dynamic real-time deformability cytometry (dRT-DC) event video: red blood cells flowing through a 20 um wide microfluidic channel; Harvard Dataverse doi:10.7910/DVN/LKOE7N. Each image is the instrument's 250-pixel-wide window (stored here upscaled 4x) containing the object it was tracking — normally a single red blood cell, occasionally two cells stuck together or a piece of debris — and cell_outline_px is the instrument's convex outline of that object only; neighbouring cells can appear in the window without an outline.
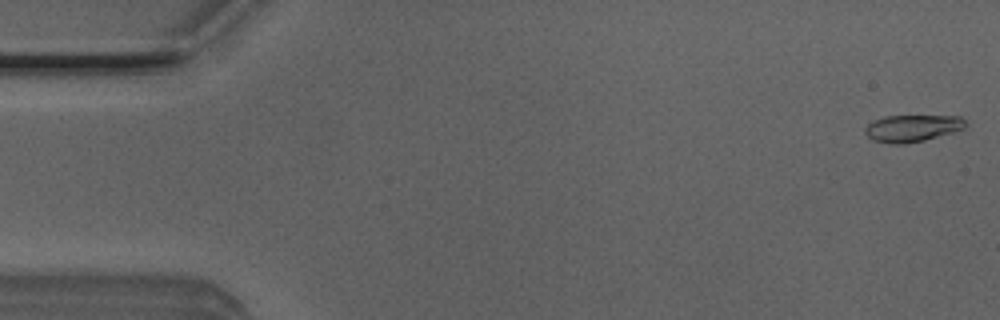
{"species": "Egyptian fruit bat (a non-hibernating species)", "species_latin": "Rousettus aegyptiacus", "temperature_condition": "room temperature", "stored_images_in_passage": 45, "camera_frame_rate_fps": 3000, "um_per_image_px": 0.085, "animal": {"sex": "male"}, "frame": {"image": 1, "passage_image": 1, "time_ms": 0.0, "image_size_px": [1000, 320], "cell_outline_px": [[968, 124], [964, 128], [952, 132], [924, 140], [904, 144], [888, 144], [872, 140], [864, 132], [864, 128], [872, 120], [884, 116], [960, 116]], "centroid_in_image_um": [77.5, 10.9], "position_along_channel_um": 7.5, "area_um2": 15.84}}
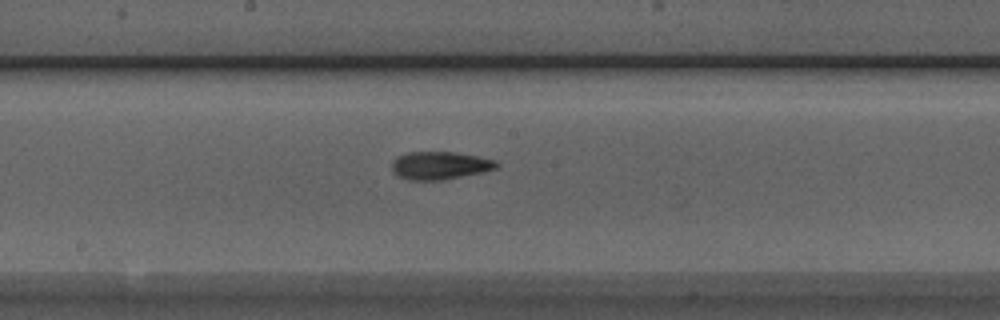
{"frame": {"image": 2, "passage_image": 27, "time_ms": 8.667, "image_size_px": [1000, 320], "cell_outline_px": [[500, 164], [496, 168], [484, 172], [444, 180], [408, 180], [396, 176], [392, 172], [392, 160], [396, 156], [408, 152], [456, 152], [480, 156], [496, 160]], "centroid_in_image_um": [37.38, 14.07], "position_along_channel_um": 210.8, "area_um2": 17.4}}
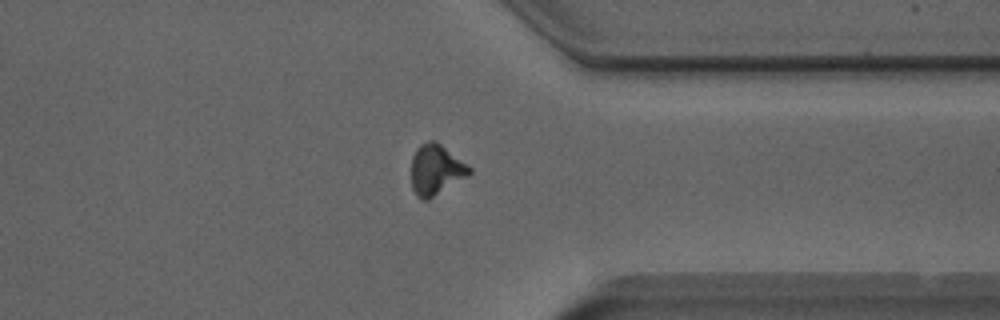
{"frame": {"image": 3, "passage_image": 40, "time_ms": 13.0, "image_size_px": [1000, 320], "cell_outline_px": [[472, 172], [468, 176], [428, 200], [424, 200], [416, 196], [412, 188], [412, 156], [416, 148], [420, 144], [428, 140], [436, 140], [472, 168]], "centroid_in_image_um": [37.05, 14.42], "position_along_channel_um": 374.4, "area_um2": 17.17}}